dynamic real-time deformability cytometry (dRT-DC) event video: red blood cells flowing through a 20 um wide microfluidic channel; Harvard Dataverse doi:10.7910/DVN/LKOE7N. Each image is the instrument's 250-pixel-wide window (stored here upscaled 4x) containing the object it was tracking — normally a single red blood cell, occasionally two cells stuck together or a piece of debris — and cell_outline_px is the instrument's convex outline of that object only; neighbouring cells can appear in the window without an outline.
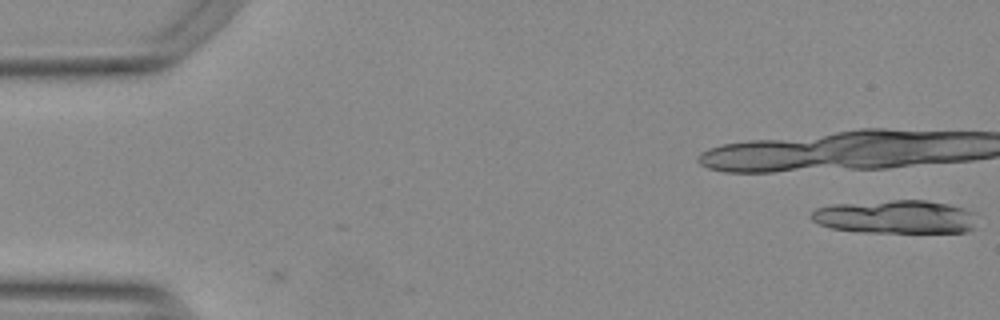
{"species": "Egyptian fruit bat (a non-hibernating species)", "species_latin": "Rousettus aegyptiacus", "temperature_condition": "warm", "stored_images_in_passage": 2, "camera_frame_rate_fps": 3000, "um_per_image_px": 0.085, "animal": {"sex": "female"}, "frame": {"image": 1, "passage_image": 2, "time_ms": 0.333, "image_size_px": [1000, 320], "cell_outline_px": [[972, 228], [964, 232], [860, 232], [832, 228], [820, 224], [812, 220], [812, 212], [816, 208], [832, 204], [892, 200], [924, 200], [948, 204], [960, 208], [968, 212]], "centroid_in_image_um": [75.98, 18.43], "position_along_channel_um": 9.0, "area_um2": 31.5}}